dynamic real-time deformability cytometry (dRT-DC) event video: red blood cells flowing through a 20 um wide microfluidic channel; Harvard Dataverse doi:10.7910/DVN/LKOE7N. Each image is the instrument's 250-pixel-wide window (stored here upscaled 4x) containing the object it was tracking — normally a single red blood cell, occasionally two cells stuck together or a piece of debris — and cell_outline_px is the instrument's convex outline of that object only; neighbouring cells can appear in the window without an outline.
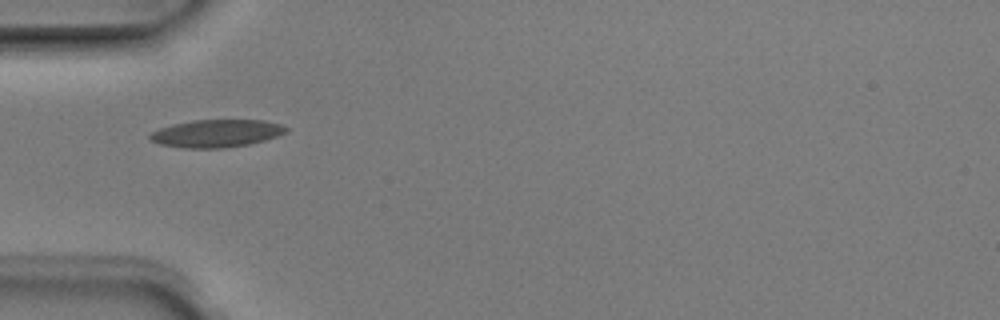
{"species": "Egyptian fruit bat (a non-hibernating species)", "species_latin": "Rousettus aegyptiacus", "temperature_condition": "room temperature", "stored_images_in_passage": 4, "camera_frame_rate_fps": 3000, "um_per_image_px": 0.085, "animal": {"sex": "male"}, "frame": {"image": 1, "passage_image": 1, "time_ms": 0.0, "image_size_px": [1000, 320], "cell_outline_px": [[288, 132], [264, 140], [248, 144], [224, 148], [184, 148], [160, 144], [152, 140], [148, 136], [152, 132], [160, 128], [172, 124], [192, 120], [264, 120], [280, 124], [288, 128]], "centroid_in_image_um": [18.4, 11.33], "position_along_channel_um": 66.6, "area_um2": 21.85}}
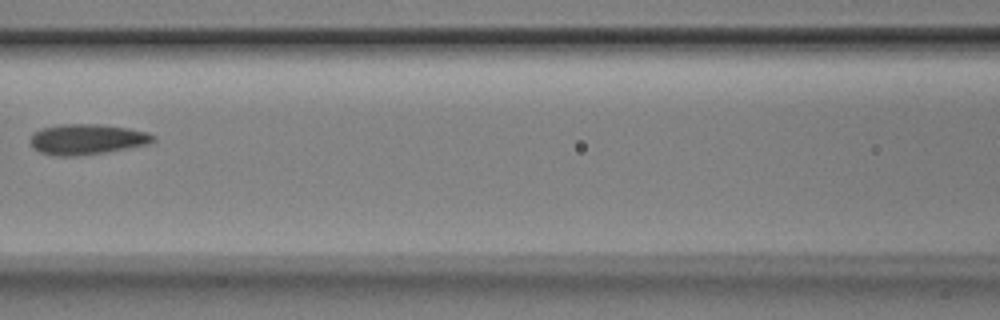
{"frame": {"image": 2, "passage_image": 3, "time_ms": 0.667, "image_size_px": [1000, 320], "cell_outline_px": [[156, 140], [152, 144], [108, 152], [80, 156], [52, 156], [40, 152], [32, 148], [28, 140], [32, 132], [40, 128], [64, 124], [100, 124], [128, 128], [148, 132], [156, 136]], "centroid_in_image_um": [7.39, 11.85], "position_along_channel_um": 159.2, "area_um2": 22.48}}
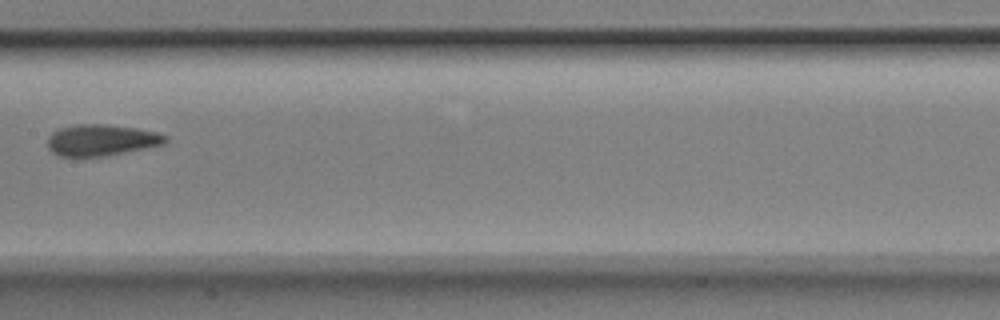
{"frame": {"image": 3, "passage_image": 4, "time_ms": 1.0, "image_size_px": [1000, 320], "cell_outline_px": [[168, 140], [164, 144], [104, 156], [80, 160], [76, 160], [60, 156], [52, 152], [48, 148], [48, 136], [52, 132], [60, 128], [76, 124], [104, 124], [136, 128], [156, 132], [168, 136]], "centroid_in_image_um": [8.55, 11.95], "position_along_channel_um": 198.9, "area_um2": 22.08}}